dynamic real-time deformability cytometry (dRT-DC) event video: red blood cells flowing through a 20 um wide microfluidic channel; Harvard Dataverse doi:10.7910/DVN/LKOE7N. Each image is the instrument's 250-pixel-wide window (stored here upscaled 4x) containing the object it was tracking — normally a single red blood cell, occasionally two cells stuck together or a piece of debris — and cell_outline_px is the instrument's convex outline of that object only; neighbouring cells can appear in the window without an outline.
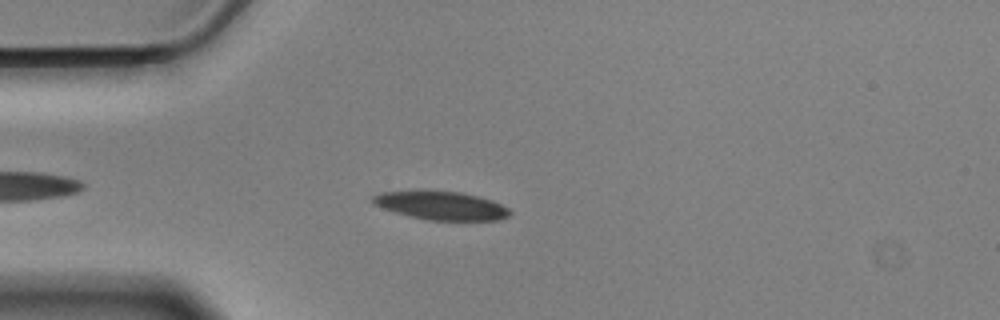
{"species": "Egyptian fruit bat (a non-hibernating species)", "species_latin": "Rousettus aegyptiacus", "temperature_condition": "cold", "stored_images_in_passage": 41, "camera_frame_rate_fps": 3000, "um_per_image_px": 0.085, "animal": {"sex": "male"}, "frame": {"image": 1, "passage_image": 7, "time_ms": 2.0, "image_size_px": [1000, 320], "cell_outline_px": [[512, 212], [508, 216], [500, 220], [428, 220], [396, 212], [372, 204], [372, 196], [380, 192], [420, 188], [424, 188], [460, 192], [480, 196], [492, 200], [508, 208]], "centroid_in_image_um": [37.46, 17.42], "position_along_channel_um": 47.5, "area_um2": 23.41}}
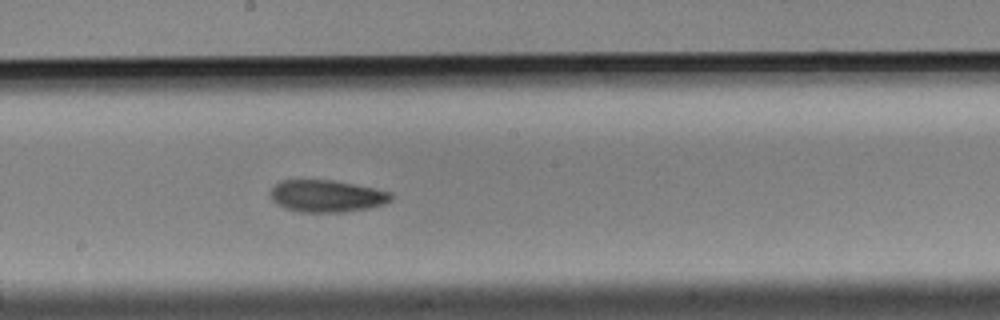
{"frame": {"image": 2, "passage_image": 23, "time_ms": 7.333, "image_size_px": [1000, 320], "cell_outline_px": [[392, 200], [384, 204], [368, 208], [344, 212], [300, 212], [284, 208], [276, 204], [272, 200], [268, 192], [280, 180], [332, 180], [376, 188], [392, 192]], "centroid_in_image_um": [27.76, 16.66], "position_along_channel_um": 220.4, "area_um2": 22.77}}
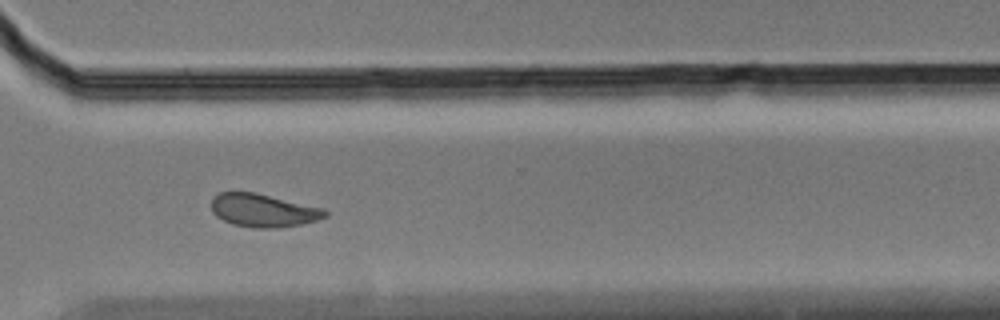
{"frame": {"image": 3, "passage_image": 34, "time_ms": 11.0, "image_size_px": [1000, 320], "cell_outline_px": [[328, 216], [316, 220], [300, 224], [276, 228], [256, 228], [232, 224], [216, 216], [212, 212], [212, 200], [220, 192], [256, 192], [324, 208], [328, 212]], "centroid_in_image_um": [22.4, 17.88], "position_along_channel_um": 348.2, "area_um2": 21.91}, "authors_computed_cell_mechanics": {"area_um2": 22.7154, "velocity_mm_per_s": 3.4891, "shape_relaxation_time_tau1_ms": 4.8833, "shape_relaxation_time_tau2_ms": 5.5651, "deformation_change_tau1": 0.111, "deformation_change_tau2": 0.1244}}